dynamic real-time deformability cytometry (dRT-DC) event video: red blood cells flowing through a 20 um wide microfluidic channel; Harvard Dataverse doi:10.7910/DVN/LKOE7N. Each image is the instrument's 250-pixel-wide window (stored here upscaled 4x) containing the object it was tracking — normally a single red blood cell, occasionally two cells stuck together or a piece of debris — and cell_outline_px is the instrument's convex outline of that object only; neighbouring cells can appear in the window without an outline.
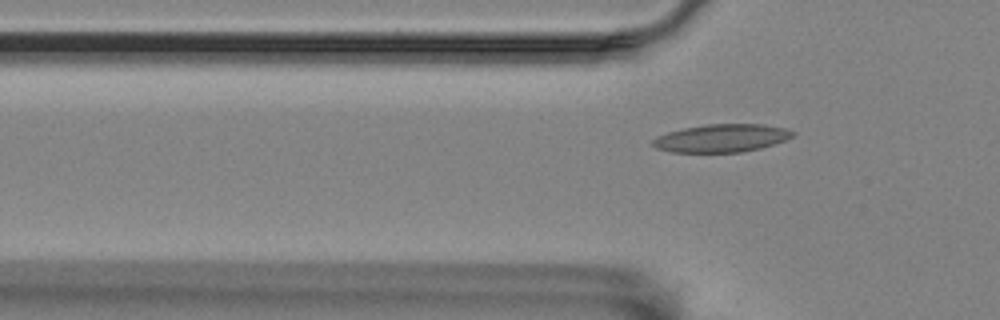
{"species": "Egyptian fruit bat (a non-hibernating species)", "species_latin": "Rousettus aegyptiacus", "temperature_condition": "room temperature", "stored_images_in_passage": 6, "segment_of_instrument_passage": [2, 2], "camera_frame_rate_fps": 3000, "um_per_image_px": 0.085, "animal": {"sex": "female"}, "frame": {"image": 1, "passage_image": 6, "time_ms": 6.333, "image_size_px": [1000, 320], "cell_outline_px": [[796, 132], [792, 136], [784, 140], [760, 148], [740, 152], [672, 152], [656, 148], [652, 144], [652, 140], [656, 136], [668, 132], [684, 128], [708, 124], [764, 124], [784, 128]], "centroid_in_image_um": [61.31, 11.74], "position_along_channel_um": 64.5, "area_um2": 22.6}}